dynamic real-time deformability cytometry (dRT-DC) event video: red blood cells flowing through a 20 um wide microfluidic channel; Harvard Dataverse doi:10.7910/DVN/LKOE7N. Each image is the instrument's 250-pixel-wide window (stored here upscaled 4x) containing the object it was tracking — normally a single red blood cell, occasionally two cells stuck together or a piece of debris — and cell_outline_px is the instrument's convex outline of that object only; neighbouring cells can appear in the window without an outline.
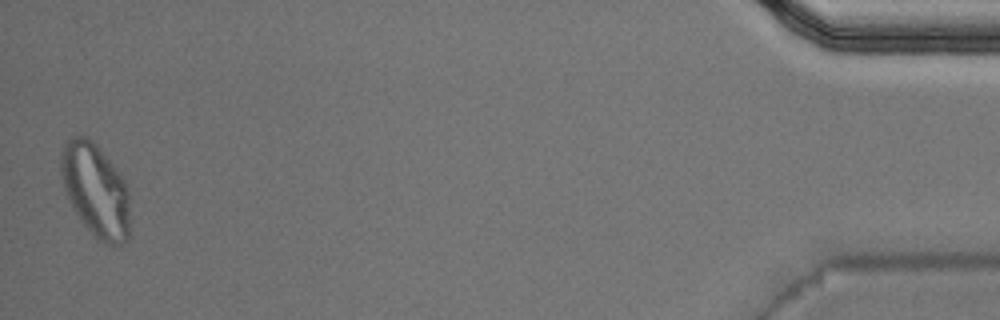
{"species": "Egyptian fruit bat (a non-hibernating species)", "species_latin": "Rousettus aegyptiacus", "temperature_condition": "warm", "stored_images_in_passage": 48, "camera_frame_rate_fps": 3000, "um_per_image_px": 0.085, "animal": {"sex": "male"}, "frame": {"image": 1, "passage_image": 48, "time_ms": 15.667, "image_size_px": [1000, 320], "cell_outline_px": [[128, 240], [120, 244], [108, 244], [96, 240], [80, 220], [64, 188], [60, 172], [60, 152], [64, 144], [72, 136], [80, 132], [96, 144], [116, 168], [124, 180], [128, 188]], "centroid_in_image_um": [8.1, 16.13], "position_along_channel_um": 427.1, "area_um2": 37.51}, "authors_computed_cell_mechanics": {"area_um2": 21.7328, "velocity_mm_per_s": 4.0572, "shape_relaxation_time_tau1_ms": 8.1355, "shape_relaxation_time_tau2_ms": 1.8363, "deformation_change_tau1": 0.2484, "deformation_change_tau2": 0.0732}}